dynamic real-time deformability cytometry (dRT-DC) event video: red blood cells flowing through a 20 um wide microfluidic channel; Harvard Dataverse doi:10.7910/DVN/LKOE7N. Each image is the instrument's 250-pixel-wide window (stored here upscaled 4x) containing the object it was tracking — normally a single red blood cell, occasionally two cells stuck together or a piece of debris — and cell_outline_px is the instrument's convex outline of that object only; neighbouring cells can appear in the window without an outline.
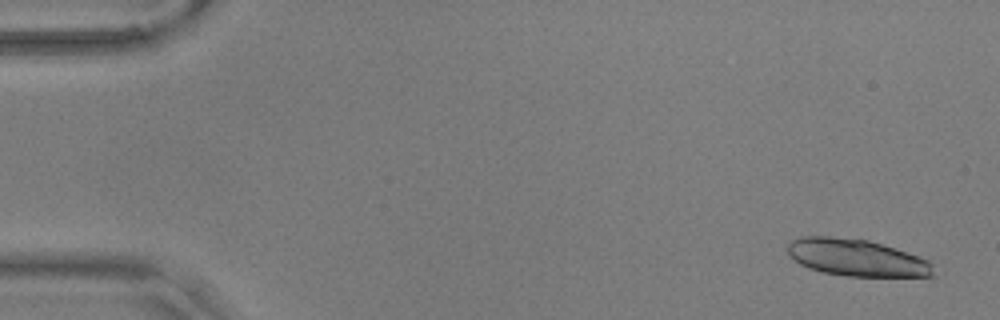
{"species": "common noctule bat (a hibernating species)", "species_latin": "Nyctalus noctula", "temperature_condition": "warm", "stored_images_in_passage": 56, "segment_of_instrument_passage": [1, 2], "camera_frame_rate_fps": 3000, "um_per_image_px": 0.085, "animal": {"sex": "male", "body_mass_g": 17.9, "forearm_length_mm": 54.2}, "frame": {"image": 1, "passage_image": 3, "time_ms": 0.667, "image_size_px": [1000, 320], "cell_outline_px": [[932, 276], [844, 276], [824, 272], [808, 268], [800, 264], [788, 256], [788, 244], [792, 240], [800, 236], [832, 236], [868, 240], [928, 260], [932, 264]], "centroid_in_image_um": [72.72, 21.9], "position_along_channel_um": 12.3, "area_um2": 31.04}}
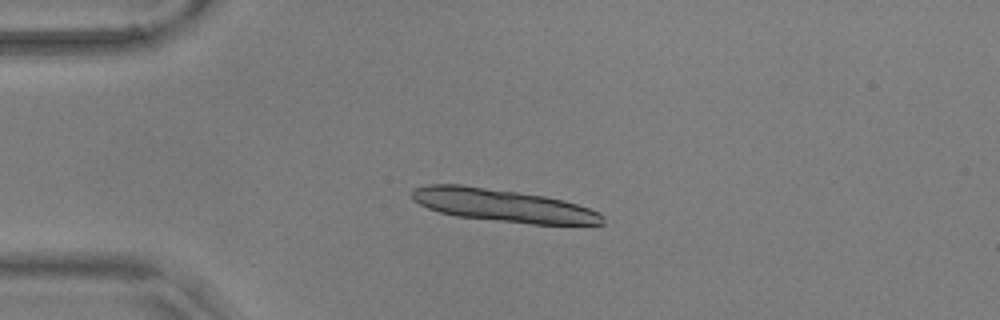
{"frame": {"image": 2, "passage_image": 14, "time_ms": 4.333, "image_size_px": [1000, 320], "cell_outline_px": [[604, 224], [532, 224], [456, 216], [440, 212], [428, 208], [412, 200], [412, 188], [428, 184], [460, 184], [544, 196], [564, 200], [600, 212], [604, 216]], "centroid_in_image_um": [42.73, 17.46], "position_along_channel_um": 42.3, "area_um2": 36.13}}